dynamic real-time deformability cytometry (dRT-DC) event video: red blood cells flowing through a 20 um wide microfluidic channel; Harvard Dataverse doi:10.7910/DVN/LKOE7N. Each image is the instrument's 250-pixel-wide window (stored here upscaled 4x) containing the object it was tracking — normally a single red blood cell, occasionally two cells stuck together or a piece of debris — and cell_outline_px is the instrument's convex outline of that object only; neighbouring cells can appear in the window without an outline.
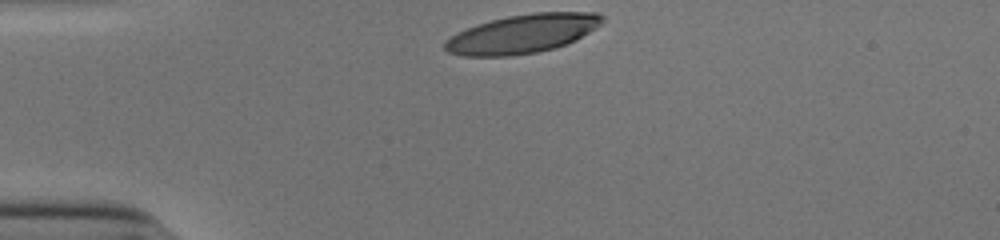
{"species": "human", "species_latin": "Homo sapiens", "temperature_condition": "cold", "stored_images_in_passage": 30, "camera_frame_rate_fps": 3000, "um_per_image_px": 0.085, "donor": {"sex": "male"}, "frame": {"image": 1, "passage_image": 1, "time_ms": 0.0, "image_size_px": [1000, 240], "cell_outline_px": [[604, 20], [596, 28], [576, 40], [552, 48], [536, 52], [512, 56], [464, 56], [448, 52], [444, 48], [444, 40], [456, 32], [476, 24], [508, 16], [532, 12], [600, 12], [604, 16]], "centroid_in_image_um": [44.4, 2.86], "position_along_channel_um": 40.6, "area_um2": 35.66}}
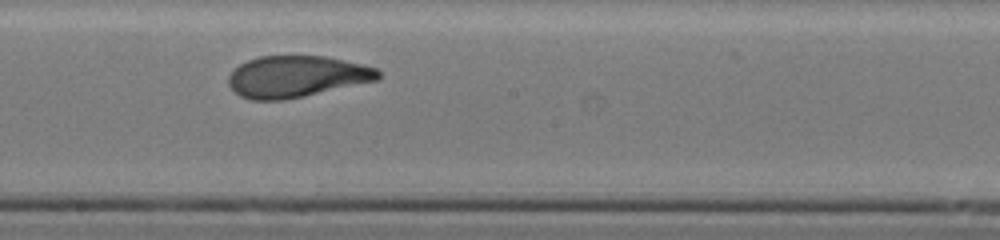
{"frame": {"image": 2, "passage_image": 18, "time_ms": 5.667, "image_size_px": [1000, 240], "cell_outline_px": [[380, 80], [304, 96], [284, 100], [252, 100], [240, 96], [228, 84], [228, 76], [240, 64], [248, 60], [260, 56], [324, 56], [360, 64], [376, 68], [380, 72]], "centroid_in_image_um": [25.21, 6.51], "position_along_channel_um": 223.0, "area_um2": 36.07}}
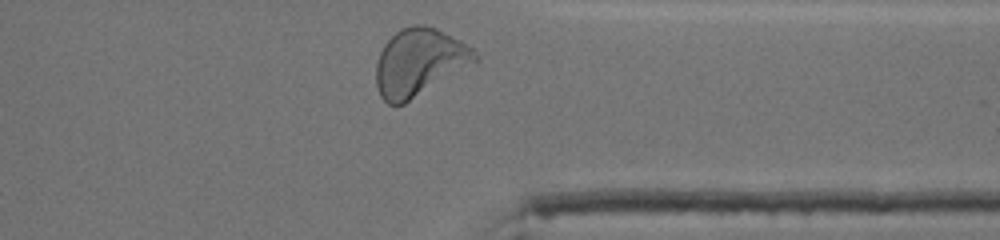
{"frame": {"image": 3, "passage_image": 30, "time_ms": 9.667, "image_size_px": [1000, 240], "cell_outline_px": [[480, 60], [476, 64], [404, 104], [388, 104], [380, 96], [376, 84], [376, 64], [380, 52], [384, 44], [400, 28], [412, 24], [424, 24], [436, 28], [460, 40], [472, 48], [476, 52]], "centroid_in_image_um": [35.67, 5.29], "position_along_channel_um": 375.7, "area_um2": 39.3}, "authors_computed_cell_mechanics": {"area_um2": 36.6163, "velocity_mm_per_s": 3.8723, "shape_relaxation_time_tau1_ms": 3.9672, "shape_relaxation_time_tau2_ms": 1.2411, "deformation_change_tau1": 0.218, "deformation_change_tau2": 0.0806}}